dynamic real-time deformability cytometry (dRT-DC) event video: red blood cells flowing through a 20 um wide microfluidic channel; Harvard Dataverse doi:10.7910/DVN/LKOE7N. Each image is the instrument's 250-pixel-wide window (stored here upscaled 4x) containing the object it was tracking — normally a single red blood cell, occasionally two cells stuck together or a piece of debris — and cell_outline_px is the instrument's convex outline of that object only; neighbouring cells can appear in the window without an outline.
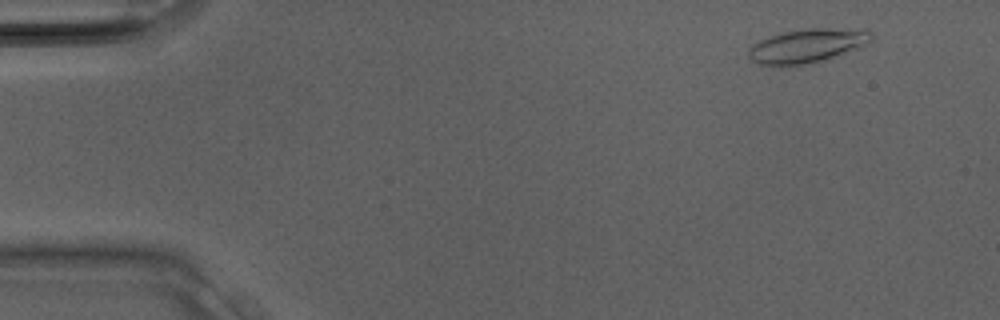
{"species": "Egyptian fruit bat (a non-hibernating species)", "species_latin": "Rousettus aegyptiacus", "temperature_condition": "room temperature", "stored_images_in_passage": 17, "camera_frame_rate_fps": 3000, "um_per_image_px": 0.085, "animal": {"sex": "male"}, "frame": {"image": 1, "passage_image": 3, "time_ms": 0.667, "image_size_px": [1000, 320], "cell_outline_px": [[872, 40], [868, 44], [860, 48], [812, 64], [760, 64], [752, 60], [748, 56], [748, 48], [752, 44], [768, 36], [784, 32], [804, 28], [868, 28], [872, 32]], "centroid_in_image_um": [68.7, 3.85], "position_along_channel_um": 16.3, "area_um2": 24.57}}
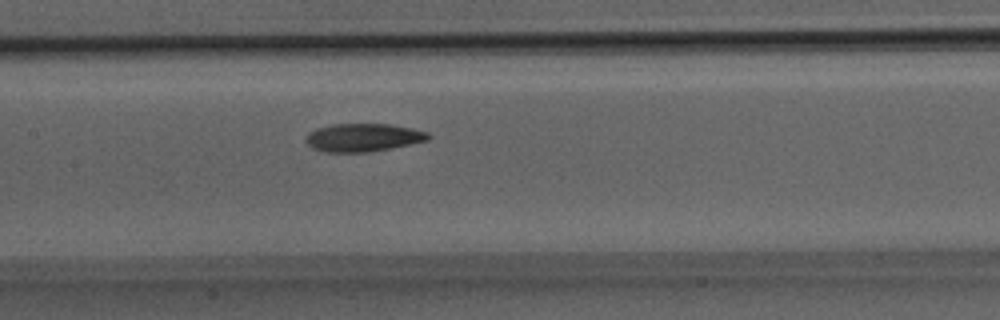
{"frame": {"image": 2, "passage_image": 15, "time_ms": 4.667, "image_size_px": [1000, 320], "cell_outline_px": [[432, 136], [428, 140], [392, 148], [368, 152], [324, 152], [312, 148], [304, 140], [308, 132], [316, 128], [332, 124], [392, 124], [412, 128], [428, 132]], "centroid_in_image_um": [30.86, 11.68], "position_along_channel_um": 176.5, "area_um2": 20.23}}